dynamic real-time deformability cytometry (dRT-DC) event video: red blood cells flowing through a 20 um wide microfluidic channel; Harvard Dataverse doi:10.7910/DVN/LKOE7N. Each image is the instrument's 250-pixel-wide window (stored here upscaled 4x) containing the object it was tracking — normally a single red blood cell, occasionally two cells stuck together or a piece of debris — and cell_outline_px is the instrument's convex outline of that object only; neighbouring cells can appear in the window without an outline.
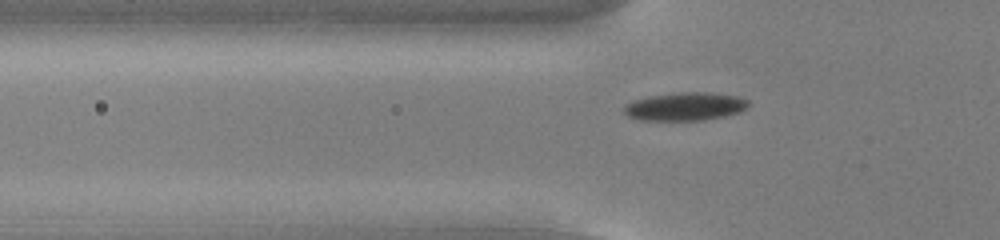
{"species": "common noctule bat (a hibernating species)", "species_latin": "Nyctalus noctula", "temperature_condition": "cold", "stored_images_in_passage": 42, "segment_of_instrument_passage": [1, 2], "camera_frame_rate_fps": 3000, "um_per_image_px": 0.085, "animal": {"sex": "male", "body_mass_g": 13.0, "forearm_length_mm": 53.1}, "frame": {"image": 1, "passage_image": 4, "time_ms": 1.0, "image_size_px": [1000, 240], "cell_outline_px": [[748, 108], [740, 112], [724, 116], [704, 120], [640, 120], [628, 116], [624, 112], [624, 104], [632, 100], [648, 96], [680, 92], [708, 92], [740, 96], [748, 100]], "centroid_in_image_um": [58.24, 9.04], "position_along_channel_um": 67.6, "area_um2": 20.63}}
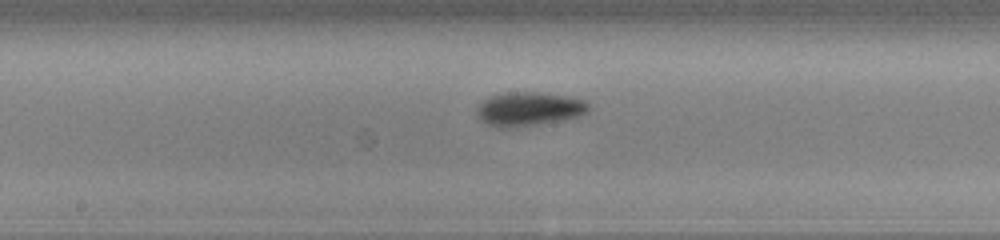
{"frame": {"image": 2, "passage_image": 15, "time_ms": 4.667, "image_size_px": [1000, 240], "cell_outline_px": [[592, 108], [588, 112], [576, 116], [560, 120], [536, 124], [508, 128], [500, 128], [488, 124], [480, 120], [476, 116], [476, 108], [484, 100], [492, 96], [508, 92], [536, 92], [568, 96], [588, 100]], "centroid_in_image_um": [44.98, 9.25], "position_along_channel_um": 203.2, "area_um2": 22.08}}
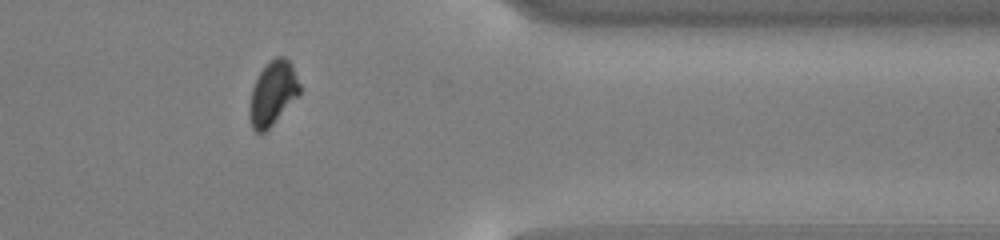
{"frame": {"image": 3, "passage_image": 31, "time_ms": 10.0, "image_size_px": [1000, 240], "cell_outline_px": [[300, 92], [272, 124], [260, 136], [252, 128], [248, 116], [248, 112], [252, 88], [260, 72], [276, 56], [284, 56], [292, 64], [300, 84]], "centroid_in_image_um": [23.16, 7.94], "position_along_channel_um": 388.2, "area_um2": 18.38}}